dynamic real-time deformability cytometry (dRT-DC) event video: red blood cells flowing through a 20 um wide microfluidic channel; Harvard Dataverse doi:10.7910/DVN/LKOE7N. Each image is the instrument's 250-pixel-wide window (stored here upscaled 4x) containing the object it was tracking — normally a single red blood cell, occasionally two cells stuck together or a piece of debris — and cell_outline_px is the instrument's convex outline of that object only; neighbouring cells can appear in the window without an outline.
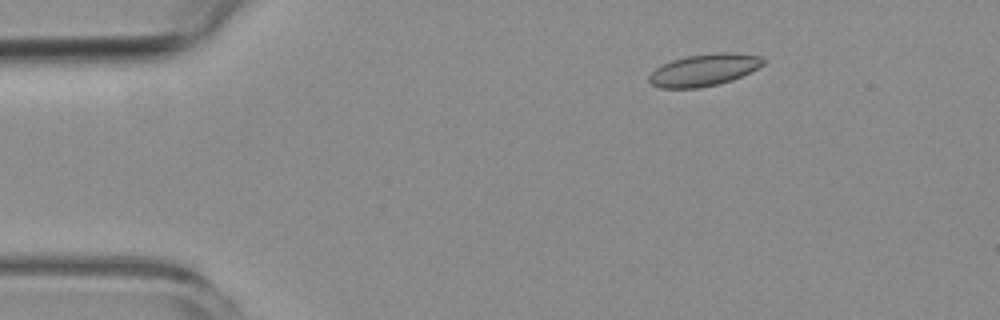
{"species": "common noctule bat (a hibernating species)", "species_latin": "Nyctalus noctula", "temperature_condition": "room temperature", "stored_images_in_passage": 5, "camera_frame_rate_fps": 3000, "um_per_image_px": 0.085, "animal": {"sex": "female", "body_mass_g": 19.3, "forearm_length_mm": 54.1}, "frame": {"image": 1, "passage_image": 3, "time_ms": 2.0, "image_size_px": [1000, 320], "cell_outline_px": [[768, 60], [764, 64], [732, 80], [700, 88], [660, 88], [652, 84], [648, 80], [648, 76], [656, 68], [672, 60], [684, 56], [716, 52], [736, 52], [760, 56]], "centroid_in_image_um": [59.85, 5.93], "position_along_channel_um": 25.2, "area_um2": 21.33}}